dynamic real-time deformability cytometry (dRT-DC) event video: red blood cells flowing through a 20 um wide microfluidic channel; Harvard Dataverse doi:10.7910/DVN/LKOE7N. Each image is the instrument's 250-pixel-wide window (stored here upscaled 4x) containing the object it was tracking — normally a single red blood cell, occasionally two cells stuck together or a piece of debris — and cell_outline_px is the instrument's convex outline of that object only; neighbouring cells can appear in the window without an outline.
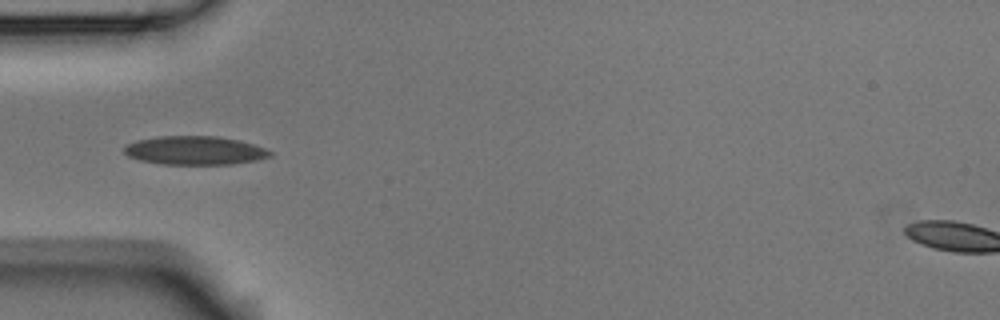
{"species": "Egyptian fruit bat (a non-hibernating species)", "species_latin": "Rousettus aegyptiacus", "temperature_condition": "room temperature", "stored_images_in_passage": 5, "camera_frame_rate_fps": 3000, "um_per_image_px": 0.085, "animal": {"sex": "male"}, "frame": {"image": 1, "passage_image": 2, "time_ms": 0.333, "image_size_px": [1000, 320], "cell_outline_px": [[272, 156], [256, 160], [232, 164], [160, 164], [140, 160], [128, 156], [124, 152], [124, 144], [136, 140], [156, 136], [216, 136], [236, 140], [252, 144], [264, 148], [272, 152]], "centroid_in_image_um": [16.5, 12.79], "position_along_channel_um": 68.5, "area_um2": 24.33}}
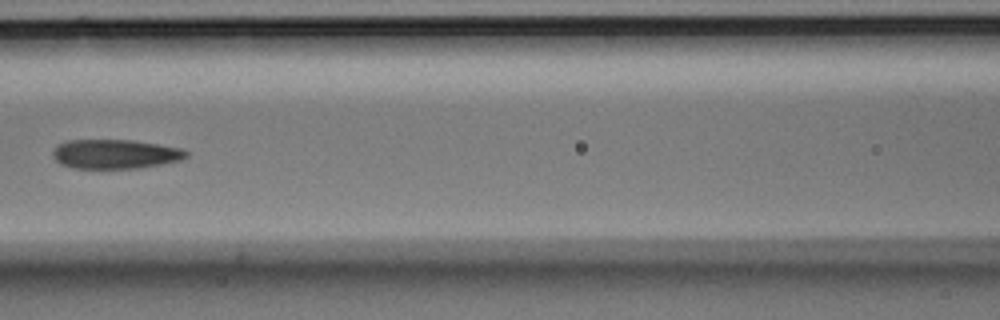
{"frame": {"image": 2, "passage_image": 4, "time_ms": 1.0, "image_size_px": [1000, 320], "cell_outline_px": [[188, 156], [180, 160], [160, 164], [136, 168], [72, 168], [60, 164], [52, 156], [52, 152], [56, 144], [68, 140], [132, 140], [180, 148], [188, 152]], "centroid_in_image_um": [9.73, 13.09], "position_along_channel_um": 156.9, "area_um2": 22.72}}
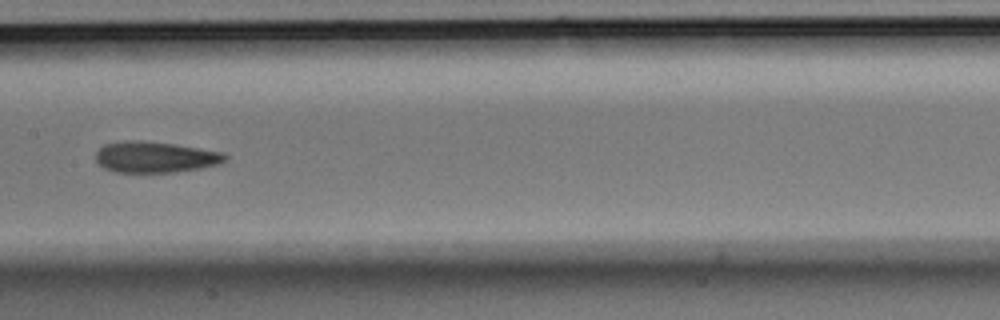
{"frame": {"image": 3, "passage_image": 5, "time_ms": 1.333, "image_size_px": [1000, 320], "cell_outline_px": [[228, 160], [220, 164], [200, 168], [176, 172], [116, 172], [104, 168], [96, 160], [96, 152], [104, 144], [128, 140], [140, 140], [172, 144], [224, 152], [228, 156]], "centroid_in_image_um": [13.22, 13.35], "position_along_channel_um": 194.2, "area_um2": 23.41}}